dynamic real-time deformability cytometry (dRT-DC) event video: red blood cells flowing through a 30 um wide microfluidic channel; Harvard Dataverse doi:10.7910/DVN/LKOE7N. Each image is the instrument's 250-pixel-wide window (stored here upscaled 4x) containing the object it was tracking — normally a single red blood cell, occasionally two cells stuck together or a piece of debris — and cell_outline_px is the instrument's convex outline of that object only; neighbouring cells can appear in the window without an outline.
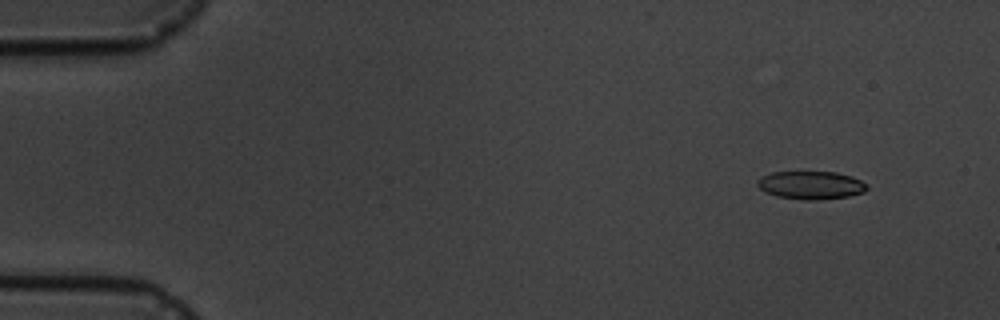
{"species": "common noctule bat (a hibernating species)", "species_latin": "Nyctalus noctula", "temperature_condition": "cold", "stored_images_in_passage": 16, "camera_frame_rate_fps": 3000, "um_per_image_px": 0.085, "animal": {"sex": "male", "body_mass_g": 19.5, "forearm_length_mm": 54.6}, "frame": {"image": 1, "passage_image": 1, "time_ms": 0.0, "image_size_px": [1000, 320], "cell_outline_px": [[868, 188], [864, 192], [848, 196], [816, 200], [804, 200], [776, 196], [764, 192], [756, 184], [756, 180], [772, 172], [836, 172], [852, 176], [860, 180]], "centroid_in_image_um": [68.9, 15.74], "position_along_channel_um": 16.1, "area_um2": 17.86}}
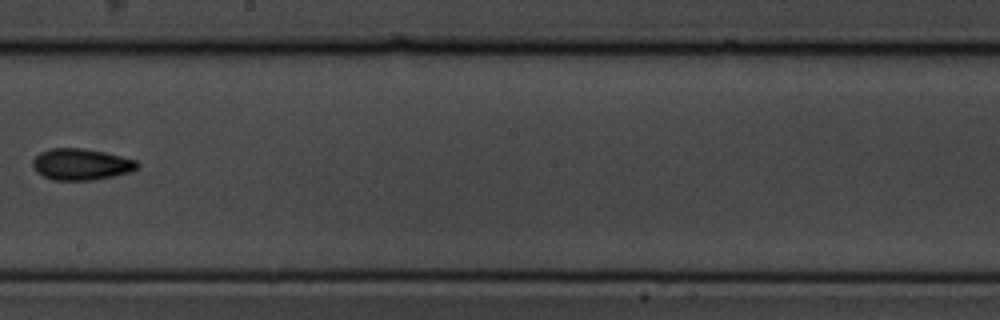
{"frame": {"image": 2, "passage_image": 9, "time_ms": 9.333, "image_size_px": [1000, 320], "cell_outline_px": [[140, 164], [132, 172], [116, 176], [92, 180], [52, 180], [36, 172], [32, 168], [32, 160], [40, 152], [52, 148], [80, 148], [104, 152], [136, 160]], "centroid_in_image_um": [6.89, 13.98], "position_along_channel_um": 241.3, "area_um2": 19.25}}
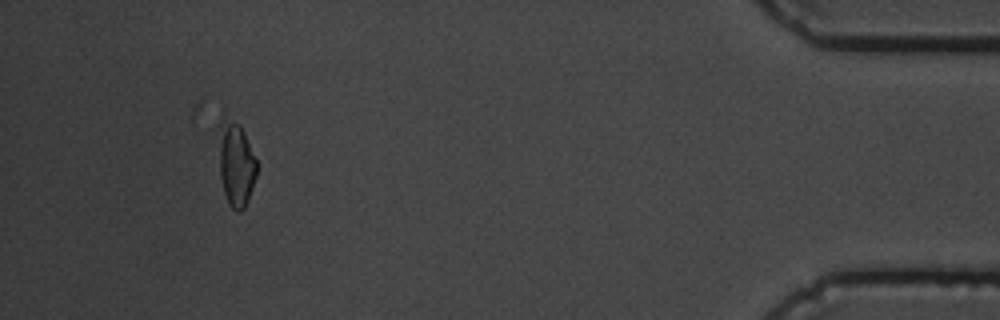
{"frame": {"image": 3, "passage_image": 15, "time_ms": 16.0, "image_size_px": [1000, 320], "cell_outline_px": [[256, 176], [248, 200], [244, 208], [240, 212], [236, 212], [228, 204], [224, 192], [220, 176], [220, 120], [224, 116], [240, 124], [244, 132], [256, 160]], "centroid_in_image_um": [20.07, 13.97], "position_along_channel_um": 415.1, "area_um2": 18.38}, "authors_computed_cell_mechanics": {"area_um2": 18.3515, "velocity_mm_per_s": 3.547, "shape_relaxation_time_tau1_ms": 3.0291, "shape_relaxation_time_tau2_ms": 4.8633, "deformation_change_tau1": 0.12, "deformation_change_tau2": 0.1133}}